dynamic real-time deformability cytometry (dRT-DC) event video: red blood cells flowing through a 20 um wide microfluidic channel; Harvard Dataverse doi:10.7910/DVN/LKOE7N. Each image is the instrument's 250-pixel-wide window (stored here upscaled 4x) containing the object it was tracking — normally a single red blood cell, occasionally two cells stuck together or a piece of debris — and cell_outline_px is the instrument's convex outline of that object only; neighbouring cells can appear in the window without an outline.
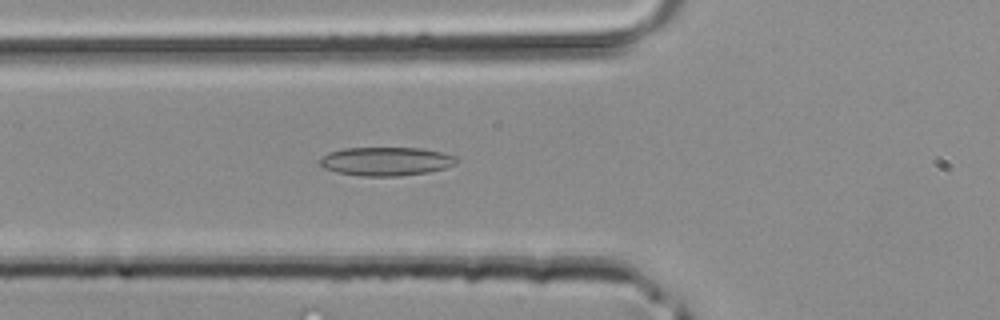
{"species": "common noctule bat (a hibernating species)", "species_latin": "Nyctalus noctula", "temperature_condition": "room temperature", "stored_images_in_passage": 30, "camera_frame_rate_fps": 3000, "um_per_image_px": 0.085, "animal": {"sex": "male", "body_mass_g": 20.4}, "frame": {"image": 1, "passage_image": 3, "time_ms": 0.667, "image_size_px": [1000, 320], "cell_outline_px": [[456, 164], [444, 168], [428, 172], [400, 176], [360, 176], [336, 172], [324, 168], [320, 164], [320, 160], [328, 152], [344, 148], [420, 148], [444, 152], [456, 156]], "centroid_in_image_um": [32.82, 13.71], "position_along_channel_um": 93.0, "area_um2": 22.83}}
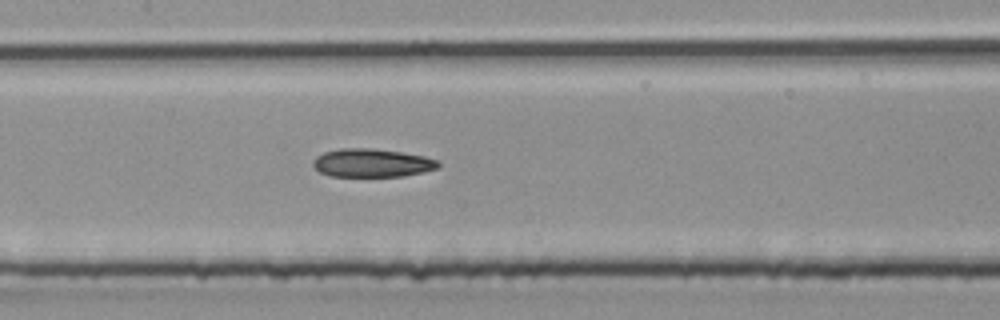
{"frame": {"image": 2, "passage_image": 8, "time_ms": 2.333, "image_size_px": [1000, 320], "cell_outline_px": [[440, 164], [436, 168], [424, 172], [404, 176], [332, 176], [320, 172], [312, 164], [312, 160], [316, 156], [324, 152], [340, 148], [372, 148], [400, 152], [424, 156], [440, 160]], "centroid_in_image_um": [31.62, 13.84], "position_along_channel_um": 175.8, "area_um2": 20.69}}
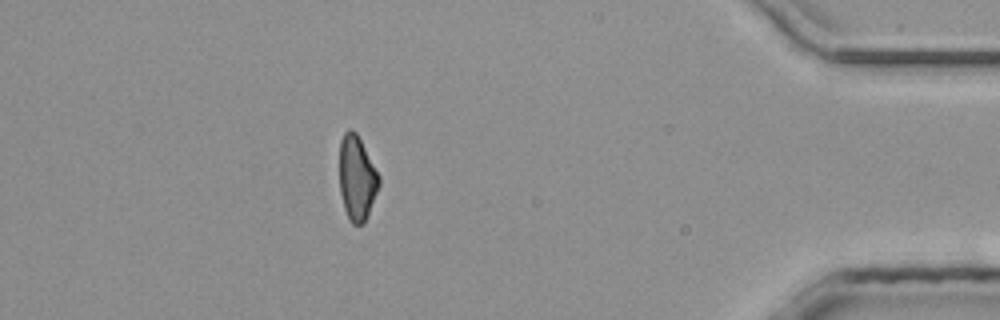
{"frame": {"image": 3, "passage_image": 25, "time_ms": 8.0, "image_size_px": [1000, 320], "cell_outline_px": [[380, 184], [368, 216], [360, 224], [352, 224], [348, 220], [344, 208], [340, 192], [340, 140], [344, 132], [348, 128], [352, 128], [356, 132], [380, 176]], "centroid_in_image_um": [30.33, 15.13], "position_along_channel_um": 404.9, "area_um2": 19.54}}